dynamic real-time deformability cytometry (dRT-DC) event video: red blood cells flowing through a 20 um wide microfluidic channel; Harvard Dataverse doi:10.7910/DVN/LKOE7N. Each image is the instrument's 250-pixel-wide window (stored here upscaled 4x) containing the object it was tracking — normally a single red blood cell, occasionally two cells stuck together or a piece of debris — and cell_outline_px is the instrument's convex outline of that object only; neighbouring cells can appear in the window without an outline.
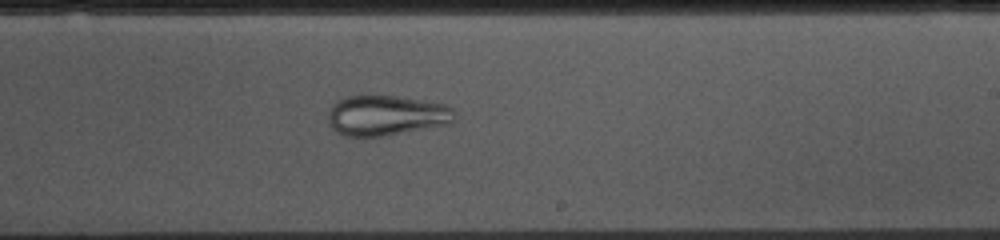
{"species": "common noctule bat (a hibernating species)", "species_latin": "Nyctalus noctula", "temperature_condition": "cold", "stored_images_in_passage": 53, "camera_frame_rate_fps": 3000, "um_per_image_px": 0.085, "animal": {"sex": "female", "body_mass_g": 10.0, "forearm_length_mm": 53.1}, "frame": {"image": 1, "passage_image": 30, "time_ms": 9.667, "image_size_px": [1000, 240], "cell_outline_px": [[456, 112], [452, 124], [388, 136], [344, 136], [336, 132], [328, 124], [328, 112], [332, 104], [336, 100], [360, 92], [368, 92], [396, 96], [444, 104], [452, 108]], "centroid_in_image_um": [32.79, 9.78], "position_along_channel_um": 256.2, "area_um2": 30.87}}
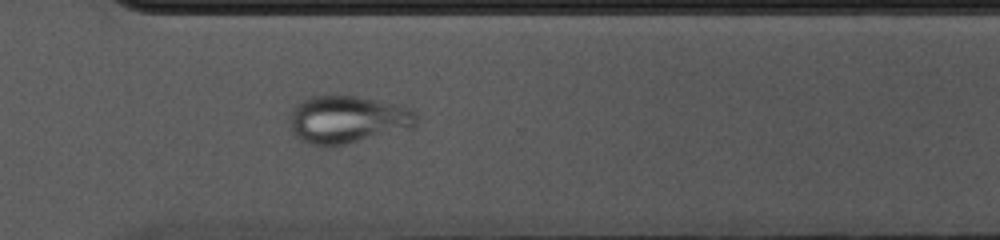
{"frame": {"image": 2, "passage_image": 37, "time_ms": 12.0, "image_size_px": [1000, 240], "cell_outline_px": [[416, 124], [412, 128], [344, 144], [308, 144], [300, 140], [292, 132], [288, 124], [292, 112], [300, 100], [312, 96], [352, 96], [412, 108], [416, 112]], "centroid_in_image_um": [29.51, 10.15], "position_along_channel_um": 341.1, "area_um2": 34.51}}
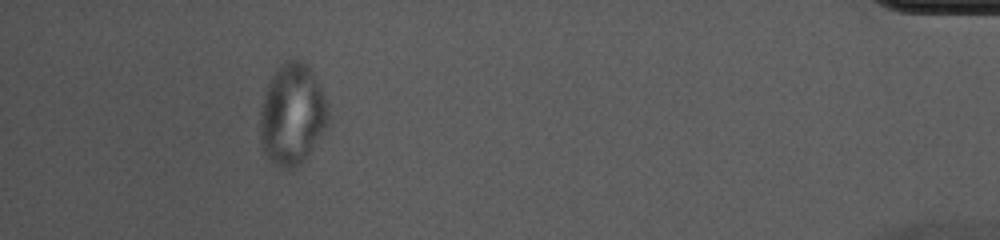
{"frame": {"image": 3, "passage_image": 48, "time_ms": 15.667, "image_size_px": [1000, 240], "cell_outline_px": [[332, 116], [328, 128], [308, 156], [300, 164], [292, 168], [284, 168], [272, 164], [264, 156], [260, 144], [260, 112], [264, 96], [268, 84], [276, 68], [284, 60], [300, 60], [308, 64], [328, 104]], "centroid_in_image_um": [24.86, 9.77], "position_along_channel_um": 410.3, "area_um2": 41.04}}